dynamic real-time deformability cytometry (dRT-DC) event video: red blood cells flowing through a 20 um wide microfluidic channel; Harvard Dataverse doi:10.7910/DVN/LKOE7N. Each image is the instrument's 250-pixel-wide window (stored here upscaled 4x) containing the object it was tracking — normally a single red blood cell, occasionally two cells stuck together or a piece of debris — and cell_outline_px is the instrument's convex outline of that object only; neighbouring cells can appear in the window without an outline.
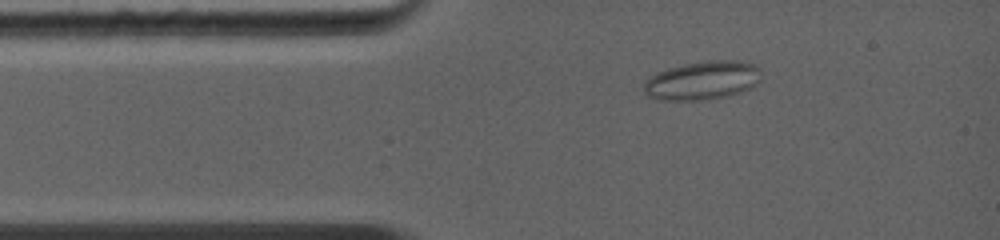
{"species": "common noctule bat (a hibernating species)", "species_latin": "Nyctalus noctula", "temperature_condition": "warm", "stored_images_in_passage": 52, "camera_frame_rate_fps": 5000, "um_per_image_px": 0.085, "animal": {"sex": "female", "body_mass_g": 19.0, "forearm_length_mm": 56.7}, "frame": {"image": 1, "passage_image": 6, "time_ms": 1.6, "image_size_px": [1000, 240], "cell_outline_px": [[756, 68], [752, 84], [748, 88], [724, 96], [700, 100], [660, 100], [648, 96], [644, 92], [644, 84], [652, 76], [660, 72], [684, 64], [712, 60], [736, 60], [752, 64]], "centroid_in_image_um": [59.57, 6.85], "position_along_channel_um": 25.4, "area_um2": 25.03}}
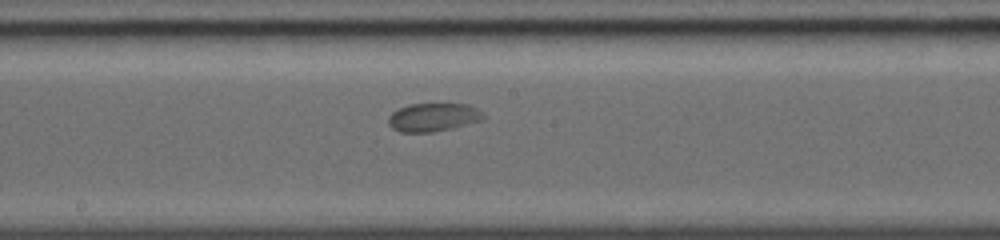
{"frame": {"image": 2, "passage_image": 26, "time_ms": 6.4, "image_size_px": [1000, 240], "cell_outline_px": [[484, 116], [480, 120], [452, 128], [432, 132], [400, 132], [392, 128], [388, 124], [388, 116], [392, 112], [408, 104], [468, 104], [476, 108]], "centroid_in_image_um": [36.76, 9.97], "position_along_channel_um": 211.4, "area_um2": 15.49}}
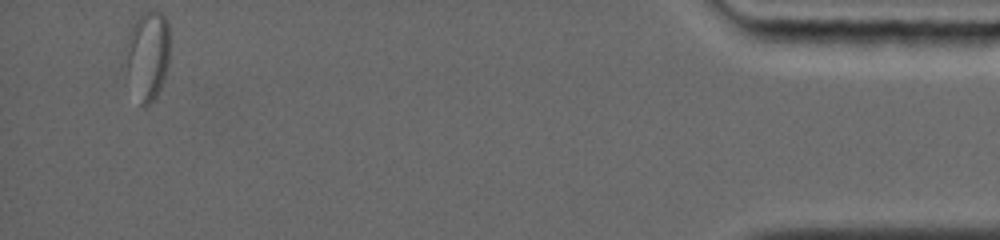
{"frame": {"image": 3, "passage_image": 52, "time_ms": 13.6, "image_size_px": [1000, 240], "cell_outline_px": [[168, 60], [164, 80], [156, 96], [144, 108], [140, 104], [128, 68], [128, 52], [132, 24], [140, 12], [160, 12], [164, 16], [168, 24]], "centroid_in_image_um": [12.61, 4.66], "position_along_channel_um": 422.6, "area_um2": 21.62}}